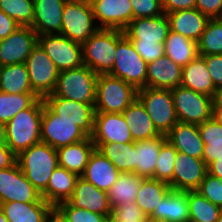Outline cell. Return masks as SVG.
Instances as JSON below:
<instances>
[{
	"label": "cell",
	"instance_id": "f1b7e54d",
	"mask_svg": "<svg viewBox=\"0 0 222 222\" xmlns=\"http://www.w3.org/2000/svg\"><path fill=\"white\" fill-rule=\"evenodd\" d=\"M180 86L213 98L217 91L207 69L205 59L199 55L182 68Z\"/></svg>",
	"mask_w": 222,
	"mask_h": 222
},
{
	"label": "cell",
	"instance_id": "ac0fdd59",
	"mask_svg": "<svg viewBox=\"0 0 222 222\" xmlns=\"http://www.w3.org/2000/svg\"><path fill=\"white\" fill-rule=\"evenodd\" d=\"M91 139L93 143L135 142L122 113L95 112Z\"/></svg>",
	"mask_w": 222,
	"mask_h": 222
},
{
	"label": "cell",
	"instance_id": "603a6c76",
	"mask_svg": "<svg viewBox=\"0 0 222 222\" xmlns=\"http://www.w3.org/2000/svg\"><path fill=\"white\" fill-rule=\"evenodd\" d=\"M121 172L99 150L91 154L84 173L80 176L98 189L108 192Z\"/></svg>",
	"mask_w": 222,
	"mask_h": 222
},
{
	"label": "cell",
	"instance_id": "e0dca14e",
	"mask_svg": "<svg viewBox=\"0 0 222 222\" xmlns=\"http://www.w3.org/2000/svg\"><path fill=\"white\" fill-rule=\"evenodd\" d=\"M207 173V165L203 159L178 152L173 168L172 190H197Z\"/></svg>",
	"mask_w": 222,
	"mask_h": 222
},
{
	"label": "cell",
	"instance_id": "6f0895ef",
	"mask_svg": "<svg viewBox=\"0 0 222 222\" xmlns=\"http://www.w3.org/2000/svg\"><path fill=\"white\" fill-rule=\"evenodd\" d=\"M108 222H152V221L150 219H116L113 215H111Z\"/></svg>",
	"mask_w": 222,
	"mask_h": 222
},
{
	"label": "cell",
	"instance_id": "1f68e13d",
	"mask_svg": "<svg viewBox=\"0 0 222 222\" xmlns=\"http://www.w3.org/2000/svg\"><path fill=\"white\" fill-rule=\"evenodd\" d=\"M126 123L130 129L133 141L144 140L161 134L154 127L145 107L136 98L123 112Z\"/></svg>",
	"mask_w": 222,
	"mask_h": 222
},
{
	"label": "cell",
	"instance_id": "836d02e7",
	"mask_svg": "<svg viewBox=\"0 0 222 222\" xmlns=\"http://www.w3.org/2000/svg\"><path fill=\"white\" fill-rule=\"evenodd\" d=\"M170 190L171 186L167 182L153 178H144L137 193L135 203L147 217H150L156 207L160 205V201Z\"/></svg>",
	"mask_w": 222,
	"mask_h": 222
},
{
	"label": "cell",
	"instance_id": "3957f363",
	"mask_svg": "<svg viewBox=\"0 0 222 222\" xmlns=\"http://www.w3.org/2000/svg\"><path fill=\"white\" fill-rule=\"evenodd\" d=\"M98 75L86 65L59 72L54 91L45 97H63L83 103H95Z\"/></svg>",
	"mask_w": 222,
	"mask_h": 222
},
{
	"label": "cell",
	"instance_id": "6125c7cd",
	"mask_svg": "<svg viewBox=\"0 0 222 222\" xmlns=\"http://www.w3.org/2000/svg\"><path fill=\"white\" fill-rule=\"evenodd\" d=\"M66 1L76 2V1H90V0H66Z\"/></svg>",
	"mask_w": 222,
	"mask_h": 222
},
{
	"label": "cell",
	"instance_id": "4fadbf2b",
	"mask_svg": "<svg viewBox=\"0 0 222 222\" xmlns=\"http://www.w3.org/2000/svg\"><path fill=\"white\" fill-rule=\"evenodd\" d=\"M12 201L46 202L25 177L17 162L9 168L0 169V203Z\"/></svg>",
	"mask_w": 222,
	"mask_h": 222
},
{
	"label": "cell",
	"instance_id": "f907efd6",
	"mask_svg": "<svg viewBox=\"0 0 222 222\" xmlns=\"http://www.w3.org/2000/svg\"><path fill=\"white\" fill-rule=\"evenodd\" d=\"M195 8L209 19L222 18V0H196Z\"/></svg>",
	"mask_w": 222,
	"mask_h": 222
},
{
	"label": "cell",
	"instance_id": "db71d44e",
	"mask_svg": "<svg viewBox=\"0 0 222 222\" xmlns=\"http://www.w3.org/2000/svg\"><path fill=\"white\" fill-rule=\"evenodd\" d=\"M17 155L6 145L0 144V169L9 168L16 163Z\"/></svg>",
	"mask_w": 222,
	"mask_h": 222
},
{
	"label": "cell",
	"instance_id": "c3c4849f",
	"mask_svg": "<svg viewBox=\"0 0 222 222\" xmlns=\"http://www.w3.org/2000/svg\"><path fill=\"white\" fill-rule=\"evenodd\" d=\"M112 215L116 219H150L144 214L135 201L118 205L113 209Z\"/></svg>",
	"mask_w": 222,
	"mask_h": 222
},
{
	"label": "cell",
	"instance_id": "f546056e",
	"mask_svg": "<svg viewBox=\"0 0 222 222\" xmlns=\"http://www.w3.org/2000/svg\"><path fill=\"white\" fill-rule=\"evenodd\" d=\"M167 140L166 135L161 134L144 140L135 141V171L143 178H152L155 172L156 160L162 144Z\"/></svg>",
	"mask_w": 222,
	"mask_h": 222
},
{
	"label": "cell",
	"instance_id": "ffe728a7",
	"mask_svg": "<svg viewBox=\"0 0 222 222\" xmlns=\"http://www.w3.org/2000/svg\"><path fill=\"white\" fill-rule=\"evenodd\" d=\"M68 202L74 207L106 215L108 218H110L113 212L108 193L98 189L81 177L77 179L72 196Z\"/></svg>",
	"mask_w": 222,
	"mask_h": 222
},
{
	"label": "cell",
	"instance_id": "7a4b0ae2",
	"mask_svg": "<svg viewBox=\"0 0 222 222\" xmlns=\"http://www.w3.org/2000/svg\"><path fill=\"white\" fill-rule=\"evenodd\" d=\"M16 162L25 177L42 194L55 168L59 166L57 150L40 142L17 155Z\"/></svg>",
	"mask_w": 222,
	"mask_h": 222
},
{
	"label": "cell",
	"instance_id": "d4e9b609",
	"mask_svg": "<svg viewBox=\"0 0 222 222\" xmlns=\"http://www.w3.org/2000/svg\"><path fill=\"white\" fill-rule=\"evenodd\" d=\"M149 218L152 222H189L188 191L171 189Z\"/></svg>",
	"mask_w": 222,
	"mask_h": 222
},
{
	"label": "cell",
	"instance_id": "8992f818",
	"mask_svg": "<svg viewBox=\"0 0 222 222\" xmlns=\"http://www.w3.org/2000/svg\"><path fill=\"white\" fill-rule=\"evenodd\" d=\"M137 89L120 78L99 74L96 82L95 112L122 113L136 98Z\"/></svg>",
	"mask_w": 222,
	"mask_h": 222
},
{
	"label": "cell",
	"instance_id": "277c9868",
	"mask_svg": "<svg viewBox=\"0 0 222 222\" xmlns=\"http://www.w3.org/2000/svg\"><path fill=\"white\" fill-rule=\"evenodd\" d=\"M147 65L124 31L117 30L116 58L109 75L124 80L138 90L146 87Z\"/></svg>",
	"mask_w": 222,
	"mask_h": 222
},
{
	"label": "cell",
	"instance_id": "680465c9",
	"mask_svg": "<svg viewBox=\"0 0 222 222\" xmlns=\"http://www.w3.org/2000/svg\"><path fill=\"white\" fill-rule=\"evenodd\" d=\"M6 143L5 125L0 123V144Z\"/></svg>",
	"mask_w": 222,
	"mask_h": 222
},
{
	"label": "cell",
	"instance_id": "91938a15",
	"mask_svg": "<svg viewBox=\"0 0 222 222\" xmlns=\"http://www.w3.org/2000/svg\"><path fill=\"white\" fill-rule=\"evenodd\" d=\"M0 222H9L8 219L5 217L4 212L0 208Z\"/></svg>",
	"mask_w": 222,
	"mask_h": 222
},
{
	"label": "cell",
	"instance_id": "d590c367",
	"mask_svg": "<svg viewBox=\"0 0 222 222\" xmlns=\"http://www.w3.org/2000/svg\"><path fill=\"white\" fill-rule=\"evenodd\" d=\"M0 91L10 94L34 93L31 89L25 63L1 67Z\"/></svg>",
	"mask_w": 222,
	"mask_h": 222
},
{
	"label": "cell",
	"instance_id": "94428289",
	"mask_svg": "<svg viewBox=\"0 0 222 222\" xmlns=\"http://www.w3.org/2000/svg\"><path fill=\"white\" fill-rule=\"evenodd\" d=\"M216 222H222V211H221L220 216Z\"/></svg>",
	"mask_w": 222,
	"mask_h": 222
},
{
	"label": "cell",
	"instance_id": "6da1fadb",
	"mask_svg": "<svg viewBox=\"0 0 222 222\" xmlns=\"http://www.w3.org/2000/svg\"><path fill=\"white\" fill-rule=\"evenodd\" d=\"M43 107L44 100L39 97L5 124L6 145L16 155L41 142Z\"/></svg>",
	"mask_w": 222,
	"mask_h": 222
},
{
	"label": "cell",
	"instance_id": "f5cc1de1",
	"mask_svg": "<svg viewBox=\"0 0 222 222\" xmlns=\"http://www.w3.org/2000/svg\"><path fill=\"white\" fill-rule=\"evenodd\" d=\"M20 25L0 9V40L8 37Z\"/></svg>",
	"mask_w": 222,
	"mask_h": 222
},
{
	"label": "cell",
	"instance_id": "e575fe53",
	"mask_svg": "<svg viewBox=\"0 0 222 222\" xmlns=\"http://www.w3.org/2000/svg\"><path fill=\"white\" fill-rule=\"evenodd\" d=\"M164 48L165 56L171 58L182 68L198 56L196 41L170 30Z\"/></svg>",
	"mask_w": 222,
	"mask_h": 222
},
{
	"label": "cell",
	"instance_id": "8d00e7d4",
	"mask_svg": "<svg viewBox=\"0 0 222 222\" xmlns=\"http://www.w3.org/2000/svg\"><path fill=\"white\" fill-rule=\"evenodd\" d=\"M198 129L204 142L202 159L208 166L217 157H222V124L213 116L211 119L198 124Z\"/></svg>",
	"mask_w": 222,
	"mask_h": 222
},
{
	"label": "cell",
	"instance_id": "52a82bcc",
	"mask_svg": "<svg viewBox=\"0 0 222 222\" xmlns=\"http://www.w3.org/2000/svg\"><path fill=\"white\" fill-rule=\"evenodd\" d=\"M137 98L160 134L166 135L178 123L171 89L141 88Z\"/></svg>",
	"mask_w": 222,
	"mask_h": 222
},
{
	"label": "cell",
	"instance_id": "2e32d148",
	"mask_svg": "<svg viewBox=\"0 0 222 222\" xmlns=\"http://www.w3.org/2000/svg\"><path fill=\"white\" fill-rule=\"evenodd\" d=\"M43 100L61 120L76 121L89 137L93 135L95 103H83L63 97H44Z\"/></svg>",
	"mask_w": 222,
	"mask_h": 222
},
{
	"label": "cell",
	"instance_id": "9f6ffc18",
	"mask_svg": "<svg viewBox=\"0 0 222 222\" xmlns=\"http://www.w3.org/2000/svg\"><path fill=\"white\" fill-rule=\"evenodd\" d=\"M208 173L222 180V157H217L207 166Z\"/></svg>",
	"mask_w": 222,
	"mask_h": 222
},
{
	"label": "cell",
	"instance_id": "8fae6325",
	"mask_svg": "<svg viewBox=\"0 0 222 222\" xmlns=\"http://www.w3.org/2000/svg\"><path fill=\"white\" fill-rule=\"evenodd\" d=\"M25 64L32 91L40 98L52 94L59 71L39 44L33 48Z\"/></svg>",
	"mask_w": 222,
	"mask_h": 222
},
{
	"label": "cell",
	"instance_id": "7dc6e473",
	"mask_svg": "<svg viewBox=\"0 0 222 222\" xmlns=\"http://www.w3.org/2000/svg\"><path fill=\"white\" fill-rule=\"evenodd\" d=\"M132 44L147 64L165 55L164 44L154 42H132Z\"/></svg>",
	"mask_w": 222,
	"mask_h": 222
},
{
	"label": "cell",
	"instance_id": "7c38bea8",
	"mask_svg": "<svg viewBox=\"0 0 222 222\" xmlns=\"http://www.w3.org/2000/svg\"><path fill=\"white\" fill-rule=\"evenodd\" d=\"M38 44L54 62L59 72L83 65L82 45L61 34L38 36Z\"/></svg>",
	"mask_w": 222,
	"mask_h": 222
},
{
	"label": "cell",
	"instance_id": "f35d334b",
	"mask_svg": "<svg viewBox=\"0 0 222 222\" xmlns=\"http://www.w3.org/2000/svg\"><path fill=\"white\" fill-rule=\"evenodd\" d=\"M188 204L189 222H216L222 211L196 190L188 191Z\"/></svg>",
	"mask_w": 222,
	"mask_h": 222
},
{
	"label": "cell",
	"instance_id": "bcb514c9",
	"mask_svg": "<svg viewBox=\"0 0 222 222\" xmlns=\"http://www.w3.org/2000/svg\"><path fill=\"white\" fill-rule=\"evenodd\" d=\"M133 19L157 17L164 14L162 0H130Z\"/></svg>",
	"mask_w": 222,
	"mask_h": 222
},
{
	"label": "cell",
	"instance_id": "30bf717a",
	"mask_svg": "<svg viewBox=\"0 0 222 222\" xmlns=\"http://www.w3.org/2000/svg\"><path fill=\"white\" fill-rule=\"evenodd\" d=\"M89 136L76 121L61 120L45 103L41 118V142L58 149L87 139Z\"/></svg>",
	"mask_w": 222,
	"mask_h": 222
},
{
	"label": "cell",
	"instance_id": "484cf974",
	"mask_svg": "<svg viewBox=\"0 0 222 222\" xmlns=\"http://www.w3.org/2000/svg\"><path fill=\"white\" fill-rule=\"evenodd\" d=\"M166 137L178 152L202 159L204 142L197 124L178 122Z\"/></svg>",
	"mask_w": 222,
	"mask_h": 222
},
{
	"label": "cell",
	"instance_id": "9a60e30c",
	"mask_svg": "<svg viewBox=\"0 0 222 222\" xmlns=\"http://www.w3.org/2000/svg\"><path fill=\"white\" fill-rule=\"evenodd\" d=\"M90 3L99 29L124 31L133 20L130 0H90Z\"/></svg>",
	"mask_w": 222,
	"mask_h": 222
},
{
	"label": "cell",
	"instance_id": "11a10c76",
	"mask_svg": "<svg viewBox=\"0 0 222 222\" xmlns=\"http://www.w3.org/2000/svg\"><path fill=\"white\" fill-rule=\"evenodd\" d=\"M214 104V116L222 124V88L217 89L215 96L213 98Z\"/></svg>",
	"mask_w": 222,
	"mask_h": 222
},
{
	"label": "cell",
	"instance_id": "83f0119b",
	"mask_svg": "<svg viewBox=\"0 0 222 222\" xmlns=\"http://www.w3.org/2000/svg\"><path fill=\"white\" fill-rule=\"evenodd\" d=\"M78 178L77 174L58 166L49 179L47 189L41 194L42 198L53 208L67 202L72 196Z\"/></svg>",
	"mask_w": 222,
	"mask_h": 222
},
{
	"label": "cell",
	"instance_id": "cb8c5ba5",
	"mask_svg": "<svg viewBox=\"0 0 222 222\" xmlns=\"http://www.w3.org/2000/svg\"><path fill=\"white\" fill-rule=\"evenodd\" d=\"M182 67L171 58L163 56L147 65L146 87L173 89L181 84Z\"/></svg>",
	"mask_w": 222,
	"mask_h": 222
},
{
	"label": "cell",
	"instance_id": "7bdbcfd3",
	"mask_svg": "<svg viewBox=\"0 0 222 222\" xmlns=\"http://www.w3.org/2000/svg\"><path fill=\"white\" fill-rule=\"evenodd\" d=\"M0 9L20 26H32L34 0H0Z\"/></svg>",
	"mask_w": 222,
	"mask_h": 222
},
{
	"label": "cell",
	"instance_id": "b9f144b4",
	"mask_svg": "<svg viewBox=\"0 0 222 222\" xmlns=\"http://www.w3.org/2000/svg\"><path fill=\"white\" fill-rule=\"evenodd\" d=\"M55 222H108L106 215L72 206L68 201L54 208Z\"/></svg>",
	"mask_w": 222,
	"mask_h": 222
},
{
	"label": "cell",
	"instance_id": "4dcf8cb0",
	"mask_svg": "<svg viewBox=\"0 0 222 222\" xmlns=\"http://www.w3.org/2000/svg\"><path fill=\"white\" fill-rule=\"evenodd\" d=\"M95 149L91 137L78 143L60 147L57 149L59 166L80 177Z\"/></svg>",
	"mask_w": 222,
	"mask_h": 222
},
{
	"label": "cell",
	"instance_id": "ab89813d",
	"mask_svg": "<svg viewBox=\"0 0 222 222\" xmlns=\"http://www.w3.org/2000/svg\"><path fill=\"white\" fill-rule=\"evenodd\" d=\"M38 98L35 93L10 94L0 91V123L5 125L18 112L29 108Z\"/></svg>",
	"mask_w": 222,
	"mask_h": 222
},
{
	"label": "cell",
	"instance_id": "74e56055",
	"mask_svg": "<svg viewBox=\"0 0 222 222\" xmlns=\"http://www.w3.org/2000/svg\"><path fill=\"white\" fill-rule=\"evenodd\" d=\"M143 179L134 173H121L107 192L112 210L122 203L135 201Z\"/></svg>",
	"mask_w": 222,
	"mask_h": 222
},
{
	"label": "cell",
	"instance_id": "f6af8a7d",
	"mask_svg": "<svg viewBox=\"0 0 222 222\" xmlns=\"http://www.w3.org/2000/svg\"><path fill=\"white\" fill-rule=\"evenodd\" d=\"M216 206L222 208V180L207 173L196 190Z\"/></svg>",
	"mask_w": 222,
	"mask_h": 222
},
{
	"label": "cell",
	"instance_id": "5b68a950",
	"mask_svg": "<svg viewBox=\"0 0 222 222\" xmlns=\"http://www.w3.org/2000/svg\"><path fill=\"white\" fill-rule=\"evenodd\" d=\"M117 50V30L98 29L82 44L83 65L97 75L112 71Z\"/></svg>",
	"mask_w": 222,
	"mask_h": 222
},
{
	"label": "cell",
	"instance_id": "4316f807",
	"mask_svg": "<svg viewBox=\"0 0 222 222\" xmlns=\"http://www.w3.org/2000/svg\"><path fill=\"white\" fill-rule=\"evenodd\" d=\"M170 31L198 42L209 18L196 8L173 11L166 14Z\"/></svg>",
	"mask_w": 222,
	"mask_h": 222
},
{
	"label": "cell",
	"instance_id": "7402d4cb",
	"mask_svg": "<svg viewBox=\"0 0 222 222\" xmlns=\"http://www.w3.org/2000/svg\"><path fill=\"white\" fill-rule=\"evenodd\" d=\"M9 222H54V208L47 202L0 203Z\"/></svg>",
	"mask_w": 222,
	"mask_h": 222
},
{
	"label": "cell",
	"instance_id": "5bb4252c",
	"mask_svg": "<svg viewBox=\"0 0 222 222\" xmlns=\"http://www.w3.org/2000/svg\"><path fill=\"white\" fill-rule=\"evenodd\" d=\"M38 44V35L30 26H20L0 40V66L25 63Z\"/></svg>",
	"mask_w": 222,
	"mask_h": 222
},
{
	"label": "cell",
	"instance_id": "681fc988",
	"mask_svg": "<svg viewBox=\"0 0 222 222\" xmlns=\"http://www.w3.org/2000/svg\"><path fill=\"white\" fill-rule=\"evenodd\" d=\"M202 57L205 59L214 86L217 89L222 88V55H205Z\"/></svg>",
	"mask_w": 222,
	"mask_h": 222
},
{
	"label": "cell",
	"instance_id": "816d5d0a",
	"mask_svg": "<svg viewBox=\"0 0 222 222\" xmlns=\"http://www.w3.org/2000/svg\"><path fill=\"white\" fill-rule=\"evenodd\" d=\"M195 5L196 0H162V7L165 14L195 8Z\"/></svg>",
	"mask_w": 222,
	"mask_h": 222
},
{
	"label": "cell",
	"instance_id": "ba28073f",
	"mask_svg": "<svg viewBox=\"0 0 222 222\" xmlns=\"http://www.w3.org/2000/svg\"><path fill=\"white\" fill-rule=\"evenodd\" d=\"M171 93L178 122L198 125L214 116L213 97L182 86Z\"/></svg>",
	"mask_w": 222,
	"mask_h": 222
},
{
	"label": "cell",
	"instance_id": "d6a6232c",
	"mask_svg": "<svg viewBox=\"0 0 222 222\" xmlns=\"http://www.w3.org/2000/svg\"><path fill=\"white\" fill-rule=\"evenodd\" d=\"M94 144L96 149L109 159L121 173L135 171V142Z\"/></svg>",
	"mask_w": 222,
	"mask_h": 222
},
{
	"label": "cell",
	"instance_id": "60d3db41",
	"mask_svg": "<svg viewBox=\"0 0 222 222\" xmlns=\"http://www.w3.org/2000/svg\"><path fill=\"white\" fill-rule=\"evenodd\" d=\"M198 55H222V18L209 19L197 42Z\"/></svg>",
	"mask_w": 222,
	"mask_h": 222
},
{
	"label": "cell",
	"instance_id": "ee69618b",
	"mask_svg": "<svg viewBox=\"0 0 222 222\" xmlns=\"http://www.w3.org/2000/svg\"><path fill=\"white\" fill-rule=\"evenodd\" d=\"M177 154L178 151L168 140H166L160 148L158 159L156 160L154 176L152 177L153 179L169 183L171 189L174 162Z\"/></svg>",
	"mask_w": 222,
	"mask_h": 222
},
{
	"label": "cell",
	"instance_id": "44dd1931",
	"mask_svg": "<svg viewBox=\"0 0 222 222\" xmlns=\"http://www.w3.org/2000/svg\"><path fill=\"white\" fill-rule=\"evenodd\" d=\"M66 0H34L32 29L38 36L60 34Z\"/></svg>",
	"mask_w": 222,
	"mask_h": 222
},
{
	"label": "cell",
	"instance_id": "9c48e42d",
	"mask_svg": "<svg viewBox=\"0 0 222 222\" xmlns=\"http://www.w3.org/2000/svg\"><path fill=\"white\" fill-rule=\"evenodd\" d=\"M90 1H67L63 9L61 35L85 43L99 28Z\"/></svg>",
	"mask_w": 222,
	"mask_h": 222
},
{
	"label": "cell",
	"instance_id": "d6986e66",
	"mask_svg": "<svg viewBox=\"0 0 222 222\" xmlns=\"http://www.w3.org/2000/svg\"><path fill=\"white\" fill-rule=\"evenodd\" d=\"M169 30V20L164 13L157 17L133 19L124 30V34L131 42L164 44Z\"/></svg>",
	"mask_w": 222,
	"mask_h": 222
}]
</instances>
